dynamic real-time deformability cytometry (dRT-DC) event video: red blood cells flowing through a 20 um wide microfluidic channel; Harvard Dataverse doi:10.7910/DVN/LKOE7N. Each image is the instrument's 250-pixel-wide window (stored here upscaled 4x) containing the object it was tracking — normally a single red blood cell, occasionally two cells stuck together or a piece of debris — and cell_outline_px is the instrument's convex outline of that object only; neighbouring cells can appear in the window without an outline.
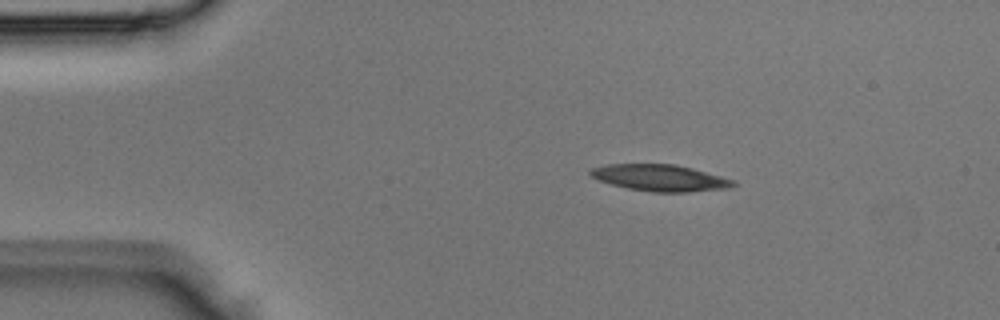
{"species": "Egyptian fruit bat (a non-hibernating species)", "species_latin": "Rousettus aegyptiacus", "temperature_condition": "room temperature", "stored_images_in_passage": 3, "camera_frame_rate_fps": 3000, "um_per_image_px": 0.085, "animal": {"sex": "male"}, "frame": {"image": 1, "passage_image": 2, "time_ms": 0.333, "image_size_px": [1000, 320], "cell_outline_px": [[736, 184], [728, 188], [688, 192], [652, 192], [628, 188], [612, 184], [600, 180], [592, 176], [588, 172], [588, 168], [604, 164], [676, 164], [692, 168], [736, 180]], "centroid_in_image_um": [56.1, 15.11], "position_along_channel_um": 28.9, "area_um2": 22.14}}